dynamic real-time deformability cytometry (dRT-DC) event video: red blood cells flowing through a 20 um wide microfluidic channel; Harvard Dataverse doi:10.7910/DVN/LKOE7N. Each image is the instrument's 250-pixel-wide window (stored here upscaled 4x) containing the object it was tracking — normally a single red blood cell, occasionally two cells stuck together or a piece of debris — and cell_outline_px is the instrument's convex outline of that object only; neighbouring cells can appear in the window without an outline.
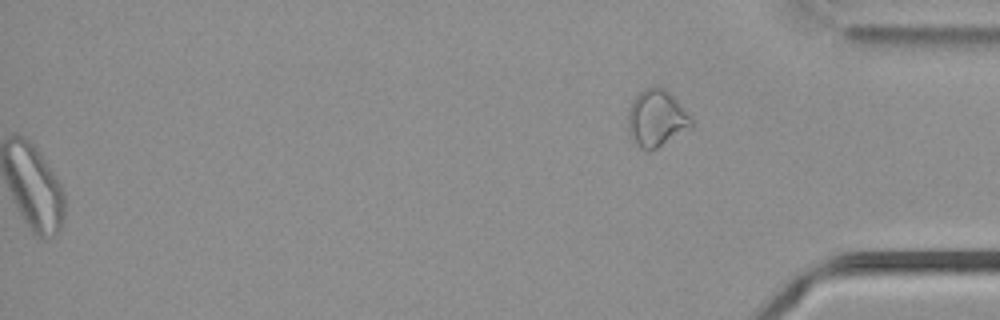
{"species": "common noctule bat (a hibernating species)", "species_latin": "Nyctalus noctula", "temperature_condition": "cold", "stored_images_in_passage": 54, "segment_of_instrument_passage": [2, 2], "camera_frame_rate_fps": 3000, "um_per_image_px": 0.085, "animal": {"sex": "male", "body_mass_g": 21.5, "forearm_length_mm": 52.0}, "frame": {"image": 1, "passage_image": 54, "time_ms": 17.667, "image_size_px": [1000, 320], "cell_outline_px": [[692, 128], [656, 148], [648, 152], [640, 148], [628, 132], [628, 108], [636, 92], [644, 88], [664, 88], [680, 104], [692, 120]], "centroid_in_image_um": [55.77, 10.06], "position_along_channel_um": 379.4, "area_um2": 20.87}}